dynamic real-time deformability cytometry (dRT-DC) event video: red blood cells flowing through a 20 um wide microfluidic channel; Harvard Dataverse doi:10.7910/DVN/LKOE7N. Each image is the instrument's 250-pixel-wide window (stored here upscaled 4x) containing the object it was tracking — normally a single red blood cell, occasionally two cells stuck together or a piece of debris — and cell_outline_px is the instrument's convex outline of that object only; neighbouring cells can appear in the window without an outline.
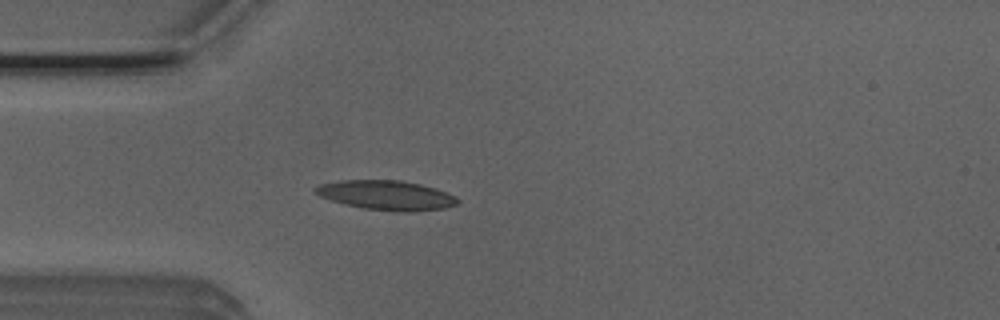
{"species": "Egyptian fruit bat (a non-hibernating species)", "species_latin": "Rousettus aegyptiacus", "temperature_condition": "room temperature", "stored_images_in_passage": 26, "camera_frame_rate_fps": 3000, "um_per_image_px": 0.085, "animal": {"sex": "male"}, "frame": {"image": 1, "passage_image": 3, "time_ms": 0.667, "image_size_px": [1000, 320], "cell_outline_px": [[460, 200], [456, 204], [444, 208], [412, 212], [392, 212], [364, 208], [344, 204], [320, 196], [312, 192], [312, 188], [320, 184], [340, 180], [400, 180], [420, 184], [436, 188], [456, 196]], "centroid_in_image_um": [32.83, 16.59], "position_along_channel_um": 52.2, "area_um2": 24.68}}
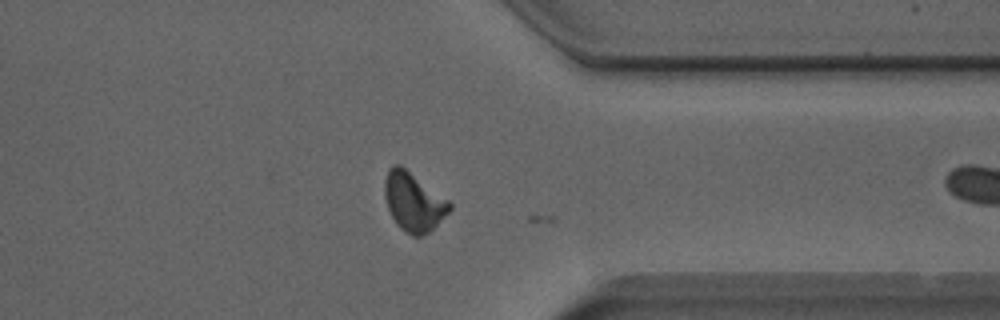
{"frame": {"image": 2, "passage_image": 25, "time_ms": 8.0, "image_size_px": [1000, 320], "cell_outline_px": [[452, 208], [424, 236], [412, 236], [404, 232], [396, 224], [388, 208], [384, 196], [384, 180], [388, 168], [392, 164], [400, 164], [448, 200], [452, 204]], "centroid_in_image_um": [35.11, 17.14], "position_along_channel_um": 376.3, "area_um2": 22.14}}